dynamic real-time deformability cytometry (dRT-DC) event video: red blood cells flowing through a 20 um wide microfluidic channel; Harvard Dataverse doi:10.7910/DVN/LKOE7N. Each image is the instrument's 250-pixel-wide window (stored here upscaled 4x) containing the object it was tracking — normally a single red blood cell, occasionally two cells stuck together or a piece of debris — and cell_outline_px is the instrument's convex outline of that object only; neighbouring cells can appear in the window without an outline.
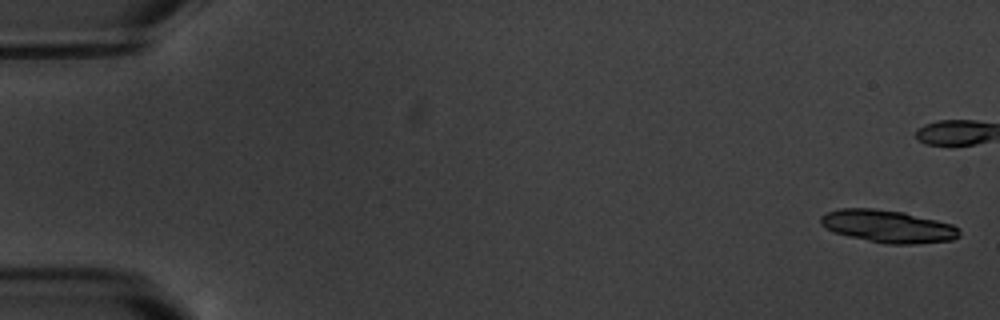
{"species": "common noctule bat (a hibernating species)", "species_latin": "Nyctalus noctula", "temperature_condition": "warm", "stored_images_in_passage": 9, "camera_frame_rate_fps": 3000, "um_per_image_px": 0.085, "animal": {"sex": "male", "body_mass_g": 20.1, "forearm_length_mm": 53.5}, "frame": {"image": 1, "passage_image": 1, "time_ms": 0.0, "image_size_px": [1000, 320], "cell_outline_px": [[960, 236], [952, 240], [916, 244], [884, 244], [848, 236], [832, 232], [820, 224], [820, 216], [828, 212], [840, 208], [872, 208], [904, 212], [952, 224], [960, 228]], "centroid_in_image_um": [75.47, 19.24], "position_along_channel_um": 9.5, "area_um2": 26.47}}
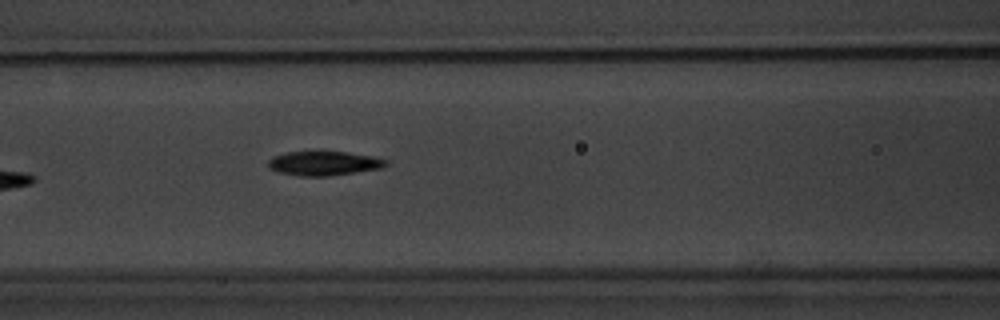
{"frame": {"image": 2, "passage_image": 9, "time_ms": 9.0, "image_size_px": [1000, 320], "cell_outline_px": [[388, 164], [380, 168], [328, 176], [300, 176], [280, 172], [268, 168], [268, 160], [272, 156], [284, 152], [316, 148], [348, 152], [372, 156], [388, 160]], "centroid_in_image_um": [27.46, 13.82], "position_along_channel_um": 139.1, "area_um2": 17.46}}